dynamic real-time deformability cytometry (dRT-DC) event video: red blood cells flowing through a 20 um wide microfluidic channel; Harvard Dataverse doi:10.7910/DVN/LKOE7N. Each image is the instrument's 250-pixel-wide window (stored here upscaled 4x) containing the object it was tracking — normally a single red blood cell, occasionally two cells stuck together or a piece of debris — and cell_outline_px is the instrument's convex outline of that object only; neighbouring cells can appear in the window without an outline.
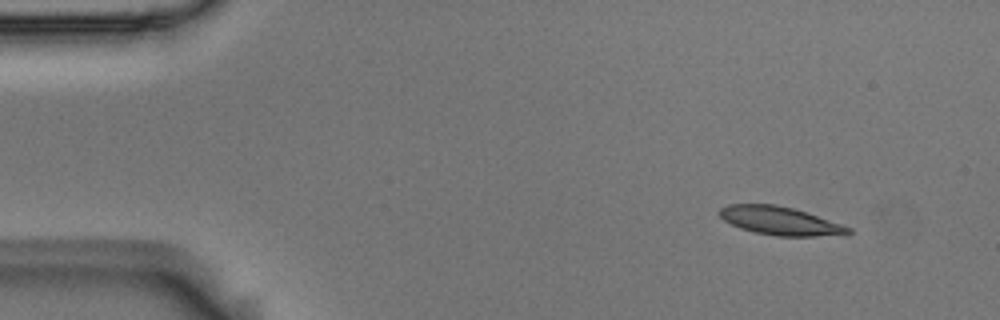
{"species": "Egyptian fruit bat (a non-hibernating species)", "species_latin": "Rousettus aegyptiacus", "temperature_condition": "room temperature", "stored_images_in_passage": 3, "camera_frame_rate_fps": 3000, "um_per_image_px": 0.085, "animal": {"sex": "male"}, "frame": {"image": 1, "passage_image": 1, "time_ms": 0.0, "image_size_px": [1000, 320], "cell_outline_px": [[852, 232], [848, 236], [776, 236], [756, 232], [740, 228], [724, 220], [716, 212], [720, 208], [728, 204], [776, 204], [808, 212], [852, 228]], "centroid_in_image_um": [66.36, 18.78], "position_along_channel_um": 18.6, "area_um2": 21.56}}
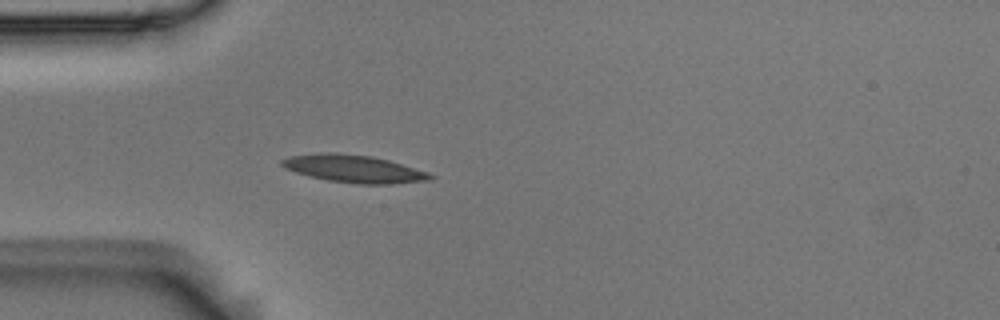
{"frame": {"image": 2, "passage_image": 3, "time_ms": 0.667, "image_size_px": [1000, 320], "cell_outline_px": [[436, 176], [432, 180], [392, 184], [356, 184], [328, 180], [308, 176], [284, 168], [280, 164], [280, 160], [292, 156], [320, 152], [336, 152], [372, 156], [388, 160], [428, 172]], "centroid_in_image_um": [30.09, 14.35], "position_along_channel_um": 54.9, "area_um2": 23.99}}